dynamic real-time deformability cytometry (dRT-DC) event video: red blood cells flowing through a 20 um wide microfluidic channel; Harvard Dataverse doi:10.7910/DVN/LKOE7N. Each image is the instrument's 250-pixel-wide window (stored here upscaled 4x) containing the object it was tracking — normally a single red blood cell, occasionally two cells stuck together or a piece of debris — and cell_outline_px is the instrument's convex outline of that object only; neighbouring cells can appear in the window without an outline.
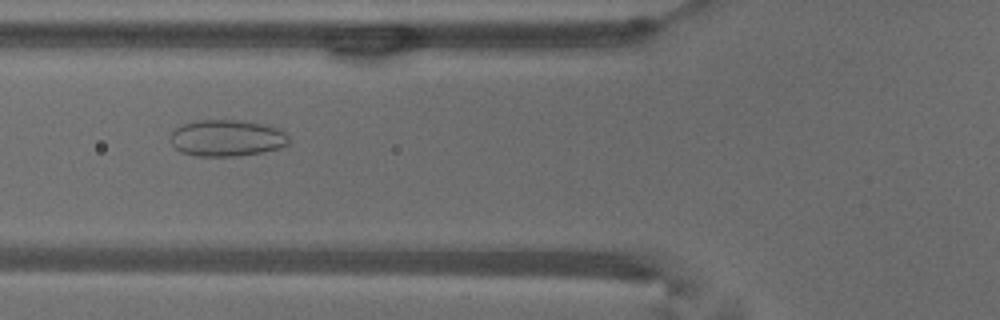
{"species": "common noctule bat (a hibernating species)", "species_latin": "Nyctalus noctula", "temperature_condition": "warm", "stored_images_in_passage": 51, "camera_frame_rate_fps": 3000, "um_per_image_px": 0.085, "animal": {"sex": "male", "body_mass_g": 18.8}, "frame": {"image": 1, "passage_image": 18, "time_ms": 5.667, "image_size_px": [1000, 320], "cell_outline_px": [[288, 144], [276, 148], [260, 152], [240, 156], [196, 156], [180, 152], [172, 144], [172, 132], [176, 128], [184, 124], [196, 120], [236, 120], [260, 124], [276, 128], [284, 132], [288, 136]], "centroid_in_image_um": [19.25, 11.74], "position_along_channel_um": 106.6, "area_um2": 24.8}}
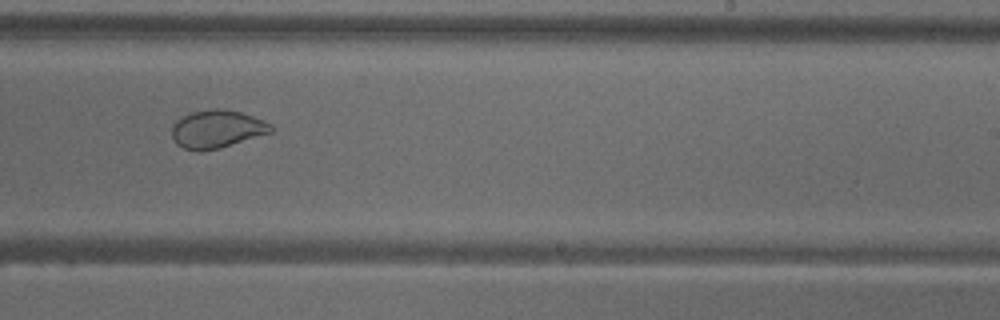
{"frame": {"image": 2, "passage_image": 31, "time_ms": 10.0, "image_size_px": [1000, 320], "cell_outline_px": [[272, 132], [220, 148], [200, 152], [196, 152], [184, 148], [176, 144], [172, 136], [172, 124], [176, 120], [192, 112], [212, 108], [220, 108], [240, 112], [264, 120], [272, 124]], "centroid_in_image_um": [18.42, 10.98], "position_along_channel_um": 270.6, "area_um2": 22.02}}
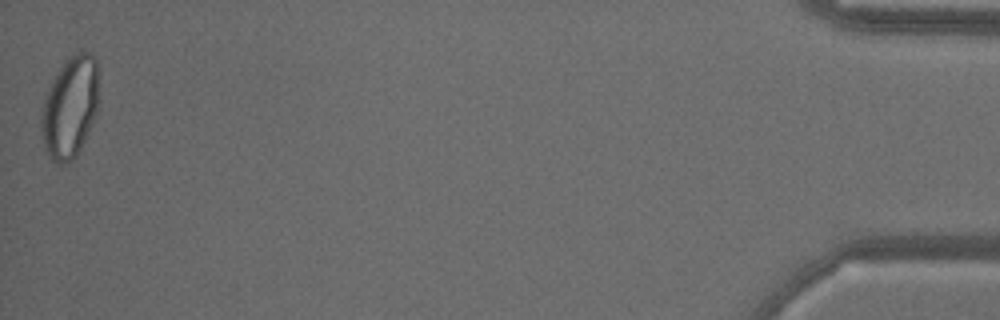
{"frame": {"image": 3, "passage_image": 51, "time_ms": 16.667, "image_size_px": [1000, 320], "cell_outline_px": [[100, 100], [96, 112], [84, 140], [76, 156], [72, 160], [60, 164], [52, 160], [44, 148], [40, 128], [40, 108], [52, 80], [68, 56], [72, 52], [88, 52], [96, 56]], "centroid_in_image_um": [5.95, 9.07], "position_along_channel_um": 429.3, "area_um2": 34.45}, "authors_computed_cell_mechanics": {"area_um2": 28.4954, "velocity_mm_per_s": 3.7858, "shape_relaxation_time_tau1_ms": null, "shape_relaxation_time_tau2_ms": 0.7285, "deformation_change_tau1": null, "deformation_change_tau2": 0.0551}}